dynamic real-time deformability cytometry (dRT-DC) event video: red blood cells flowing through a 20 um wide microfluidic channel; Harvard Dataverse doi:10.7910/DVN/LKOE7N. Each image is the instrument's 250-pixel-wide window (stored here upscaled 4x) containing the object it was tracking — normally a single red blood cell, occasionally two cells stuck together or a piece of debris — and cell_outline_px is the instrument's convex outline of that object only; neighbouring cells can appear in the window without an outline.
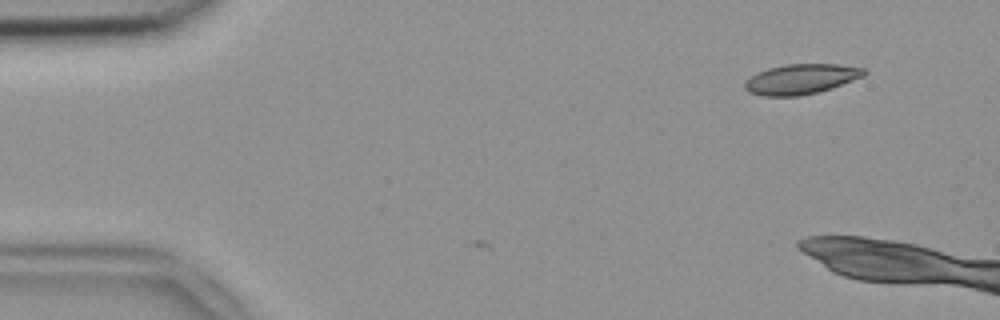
{"species": "common noctule bat (a hibernating species)", "species_latin": "Nyctalus noctula", "temperature_condition": "room temperature", "stored_images_in_passage": 2, "camera_frame_rate_fps": 3000, "um_per_image_px": 0.085, "animal": {"sex": "female", "body_mass_g": 18.4}, "frame": {"image": 1, "passage_image": 2, "time_ms": 0.333, "image_size_px": [1000, 320], "cell_outline_px": [[868, 72], [864, 76], [832, 88], [820, 92], [800, 96], [760, 96], [748, 92], [744, 88], [744, 84], [756, 72], [768, 68], [784, 64], [840, 64], [864, 68]], "centroid_in_image_um": [68.1, 6.72], "position_along_channel_um": 16.9, "area_um2": 21.15}}